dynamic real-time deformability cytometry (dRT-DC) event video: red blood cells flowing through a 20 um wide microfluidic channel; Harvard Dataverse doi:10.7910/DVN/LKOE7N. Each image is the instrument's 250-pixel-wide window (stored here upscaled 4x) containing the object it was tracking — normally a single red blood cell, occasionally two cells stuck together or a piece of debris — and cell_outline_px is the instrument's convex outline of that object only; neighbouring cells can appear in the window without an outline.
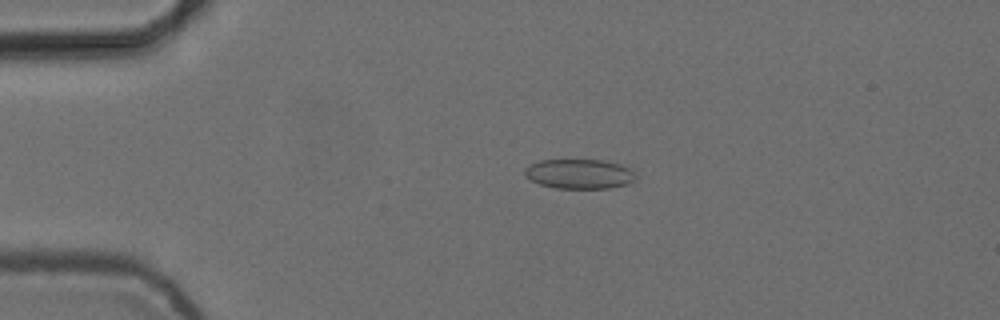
{"species": "common noctule bat (a hibernating species)", "species_latin": "Nyctalus noctula", "temperature_condition": "cold", "stored_images_in_passage": 5, "camera_frame_rate_fps": 3000, "um_per_image_px": 0.085, "animal": {"sex": "female", "body_mass_g": 24.6, "forearm_length_mm": 56.2}, "frame": {"image": 1, "passage_image": 4, "time_ms": 1.0, "image_size_px": [1000, 320], "cell_outline_px": [[632, 180], [628, 184], [612, 188], [556, 188], [540, 184], [524, 176], [524, 168], [528, 164], [540, 160], [604, 160], [620, 164], [628, 168], [632, 172]], "centroid_in_image_um": [49.17, 14.78], "position_along_channel_um": 35.8, "area_um2": 19.07}}